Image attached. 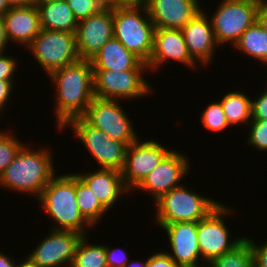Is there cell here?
<instances>
[{
  "instance_id": "74e56055",
  "label": "cell",
  "mask_w": 267,
  "mask_h": 267,
  "mask_svg": "<svg viewBox=\"0 0 267 267\" xmlns=\"http://www.w3.org/2000/svg\"><path fill=\"white\" fill-rule=\"evenodd\" d=\"M14 85L8 81H0V115L3 119L4 110L9 106V100L11 101V94L14 92ZM8 103V104H7Z\"/></svg>"
},
{
  "instance_id": "60d3db41",
  "label": "cell",
  "mask_w": 267,
  "mask_h": 267,
  "mask_svg": "<svg viewBox=\"0 0 267 267\" xmlns=\"http://www.w3.org/2000/svg\"><path fill=\"white\" fill-rule=\"evenodd\" d=\"M17 260L10 257L9 255H6L3 253V251H0V267H16L18 263H16Z\"/></svg>"
},
{
  "instance_id": "7a4b0ae2",
  "label": "cell",
  "mask_w": 267,
  "mask_h": 267,
  "mask_svg": "<svg viewBox=\"0 0 267 267\" xmlns=\"http://www.w3.org/2000/svg\"><path fill=\"white\" fill-rule=\"evenodd\" d=\"M30 147L25 143L20 148L12 163L0 176V187L30 194L38 199L57 171L50 147Z\"/></svg>"
},
{
  "instance_id": "ab89813d",
  "label": "cell",
  "mask_w": 267,
  "mask_h": 267,
  "mask_svg": "<svg viewBox=\"0 0 267 267\" xmlns=\"http://www.w3.org/2000/svg\"><path fill=\"white\" fill-rule=\"evenodd\" d=\"M8 44L10 45L6 35L4 17L0 15V53L7 52Z\"/></svg>"
},
{
  "instance_id": "f546056e",
  "label": "cell",
  "mask_w": 267,
  "mask_h": 267,
  "mask_svg": "<svg viewBox=\"0 0 267 267\" xmlns=\"http://www.w3.org/2000/svg\"><path fill=\"white\" fill-rule=\"evenodd\" d=\"M13 134L10 131L0 130V176L5 168L12 163L20 148L25 144L16 137L17 135Z\"/></svg>"
},
{
  "instance_id": "8d00e7d4",
  "label": "cell",
  "mask_w": 267,
  "mask_h": 267,
  "mask_svg": "<svg viewBox=\"0 0 267 267\" xmlns=\"http://www.w3.org/2000/svg\"><path fill=\"white\" fill-rule=\"evenodd\" d=\"M147 267H180L165 251L155 252L150 255L147 261Z\"/></svg>"
},
{
  "instance_id": "9c48e42d",
  "label": "cell",
  "mask_w": 267,
  "mask_h": 267,
  "mask_svg": "<svg viewBox=\"0 0 267 267\" xmlns=\"http://www.w3.org/2000/svg\"><path fill=\"white\" fill-rule=\"evenodd\" d=\"M232 208L220 203L205 218L197 222L198 244L205 265L234 249L246 237L240 235L231 238L232 234H229L231 229L227 228L224 219L233 215L235 209Z\"/></svg>"
},
{
  "instance_id": "5bb4252c",
  "label": "cell",
  "mask_w": 267,
  "mask_h": 267,
  "mask_svg": "<svg viewBox=\"0 0 267 267\" xmlns=\"http://www.w3.org/2000/svg\"><path fill=\"white\" fill-rule=\"evenodd\" d=\"M48 232L27 258L39 267H71L77 245L84 235L70 230L50 229Z\"/></svg>"
},
{
  "instance_id": "9a60e30c",
  "label": "cell",
  "mask_w": 267,
  "mask_h": 267,
  "mask_svg": "<svg viewBox=\"0 0 267 267\" xmlns=\"http://www.w3.org/2000/svg\"><path fill=\"white\" fill-rule=\"evenodd\" d=\"M76 48L81 60H91L113 38V7L78 22Z\"/></svg>"
},
{
  "instance_id": "f1b7e54d",
  "label": "cell",
  "mask_w": 267,
  "mask_h": 267,
  "mask_svg": "<svg viewBox=\"0 0 267 267\" xmlns=\"http://www.w3.org/2000/svg\"><path fill=\"white\" fill-rule=\"evenodd\" d=\"M200 119L202 120L201 125L212 132H224L227 128H231L219 100L208 104L203 109Z\"/></svg>"
},
{
  "instance_id": "c3c4849f",
  "label": "cell",
  "mask_w": 267,
  "mask_h": 267,
  "mask_svg": "<svg viewBox=\"0 0 267 267\" xmlns=\"http://www.w3.org/2000/svg\"><path fill=\"white\" fill-rule=\"evenodd\" d=\"M145 0H135V2L143 3Z\"/></svg>"
},
{
  "instance_id": "603a6c76",
  "label": "cell",
  "mask_w": 267,
  "mask_h": 267,
  "mask_svg": "<svg viewBox=\"0 0 267 267\" xmlns=\"http://www.w3.org/2000/svg\"><path fill=\"white\" fill-rule=\"evenodd\" d=\"M41 29L75 33L78 21L66 0L36 3Z\"/></svg>"
},
{
  "instance_id": "bcb514c9",
  "label": "cell",
  "mask_w": 267,
  "mask_h": 267,
  "mask_svg": "<svg viewBox=\"0 0 267 267\" xmlns=\"http://www.w3.org/2000/svg\"><path fill=\"white\" fill-rule=\"evenodd\" d=\"M10 8L7 0H0V15H4Z\"/></svg>"
},
{
  "instance_id": "30bf717a",
  "label": "cell",
  "mask_w": 267,
  "mask_h": 267,
  "mask_svg": "<svg viewBox=\"0 0 267 267\" xmlns=\"http://www.w3.org/2000/svg\"><path fill=\"white\" fill-rule=\"evenodd\" d=\"M147 72L149 73L148 70H93L94 97L121 101L141 99L154 90L146 79Z\"/></svg>"
},
{
  "instance_id": "f35d334b",
  "label": "cell",
  "mask_w": 267,
  "mask_h": 267,
  "mask_svg": "<svg viewBox=\"0 0 267 267\" xmlns=\"http://www.w3.org/2000/svg\"><path fill=\"white\" fill-rule=\"evenodd\" d=\"M257 21L267 32V0H260Z\"/></svg>"
},
{
  "instance_id": "7dc6e473",
  "label": "cell",
  "mask_w": 267,
  "mask_h": 267,
  "mask_svg": "<svg viewBox=\"0 0 267 267\" xmlns=\"http://www.w3.org/2000/svg\"><path fill=\"white\" fill-rule=\"evenodd\" d=\"M36 3H46V2H53V1H61V0H35Z\"/></svg>"
},
{
  "instance_id": "7402d4cb",
  "label": "cell",
  "mask_w": 267,
  "mask_h": 267,
  "mask_svg": "<svg viewBox=\"0 0 267 267\" xmlns=\"http://www.w3.org/2000/svg\"><path fill=\"white\" fill-rule=\"evenodd\" d=\"M93 70H149L134 53L130 52L119 40L114 37L107 41L90 60Z\"/></svg>"
},
{
  "instance_id": "ffe728a7",
  "label": "cell",
  "mask_w": 267,
  "mask_h": 267,
  "mask_svg": "<svg viewBox=\"0 0 267 267\" xmlns=\"http://www.w3.org/2000/svg\"><path fill=\"white\" fill-rule=\"evenodd\" d=\"M3 17L6 35L8 41L11 42L10 45L16 43L15 45L25 46L26 50L41 31L40 16L36 4L11 7Z\"/></svg>"
},
{
  "instance_id": "f6af8a7d",
  "label": "cell",
  "mask_w": 267,
  "mask_h": 267,
  "mask_svg": "<svg viewBox=\"0 0 267 267\" xmlns=\"http://www.w3.org/2000/svg\"><path fill=\"white\" fill-rule=\"evenodd\" d=\"M16 267H39L37 266L36 264H34L32 261H30L27 257L23 260H21V262L19 263L18 261V264Z\"/></svg>"
},
{
  "instance_id": "1f68e13d",
  "label": "cell",
  "mask_w": 267,
  "mask_h": 267,
  "mask_svg": "<svg viewBox=\"0 0 267 267\" xmlns=\"http://www.w3.org/2000/svg\"><path fill=\"white\" fill-rule=\"evenodd\" d=\"M66 2L78 22L106 8L101 0H66Z\"/></svg>"
},
{
  "instance_id": "ee69618b",
  "label": "cell",
  "mask_w": 267,
  "mask_h": 267,
  "mask_svg": "<svg viewBox=\"0 0 267 267\" xmlns=\"http://www.w3.org/2000/svg\"><path fill=\"white\" fill-rule=\"evenodd\" d=\"M147 261H148V257L147 259L143 260H130L125 267H147Z\"/></svg>"
},
{
  "instance_id": "b9f144b4",
  "label": "cell",
  "mask_w": 267,
  "mask_h": 267,
  "mask_svg": "<svg viewBox=\"0 0 267 267\" xmlns=\"http://www.w3.org/2000/svg\"><path fill=\"white\" fill-rule=\"evenodd\" d=\"M106 7L130 5L136 3L135 0H101Z\"/></svg>"
},
{
  "instance_id": "484cf974",
  "label": "cell",
  "mask_w": 267,
  "mask_h": 267,
  "mask_svg": "<svg viewBox=\"0 0 267 267\" xmlns=\"http://www.w3.org/2000/svg\"><path fill=\"white\" fill-rule=\"evenodd\" d=\"M76 202L82 216L96 228L109 211L93 191L76 175Z\"/></svg>"
},
{
  "instance_id": "cb8c5ba5",
  "label": "cell",
  "mask_w": 267,
  "mask_h": 267,
  "mask_svg": "<svg viewBox=\"0 0 267 267\" xmlns=\"http://www.w3.org/2000/svg\"><path fill=\"white\" fill-rule=\"evenodd\" d=\"M244 92L231 90L219 99L231 127L242 124L247 128L252 120V98Z\"/></svg>"
},
{
  "instance_id": "d6a6232c",
  "label": "cell",
  "mask_w": 267,
  "mask_h": 267,
  "mask_svg": "<svg viewBox=\"0 0 267 267\" xmlns=\"http://www.w3.org/2000/svg\"><path fill=\"white\" fill-rule=\"evenodd\" d=\"M8 55V56H7ZM10 54L5 52L0 53V81H8L15 85L14 74L20 69L18 58L9 56Z\"/></svg>"
},
{
  "instance_id": "d4e9b609",
  "label": "cell",
  "mask_w": 267,
  "mask_h": 267,
  "mask_svg": "<svg viewBox=\"0 0 267 267\" xmlns=\"http://www.w3.org/2000/svg\"><path fill=\"white\" fill-rule=\"evenodd\" d=\"M233 48L262 65L267 64V32L258 21L243 32Z\"/></svg>"
},
{
  "instance_id": "8fae6325",
  "label": "cell",
  "mask_w": 267,
  "mask_h": 267,
  "mask_svg": "<svg viewBox=\"0 0 267 267\" xmlns=\"http://www.w3.org/2000/svg\"><path fill=\"white\" fill-rule=\"evenodd\" d=\"M120 100L94 97L82 116L91 126L102 130L107 136L125 143H134L139 136L130 115L125 113ZM136 131V132H135Z\"/></svg>"
},
{
  "instance_id": "4dcf8cb0",
  "label": "cell",
  "mask_w": 267,
  "mask_h": 267,
  "mask_svg": "<svg viewBox=\"0 0 267 267\" xmlns=\"http://www.w3.org/2000/svg\"><path fill=\"white\" fill-rule=\"evenodd\" d=\"M248 145L256 149L257 152H267V120H251L247 125Z\"/></svg>"
},
{
  "instance_id": "e575fe53",
  "label": "cell",
  "mask_w": 267,
  "mask_h": 267,
  "mask_svg": "<svg viewBox=\"0 0 267 267\" xmlns=\"http://www.w3.org/2000/svg\"><path fill=\"white\" fill-rule=\"evenodd\" d=\"M258 97L252 98V120H267V86Z\"/></svg>"
},
{
  "instance_id": "d590c367",
  "label": "cell",
  "mask_w": 267,
  "mask_h": 267,
  "mask_svg": "<svg viewBox=\"0 0 267 267\" xmlns=\"http://www.w3.org/2000/svg\"><path fill=\"white\" fill-rule=\"evenodd\" d=\"M249 240L254 254L255 267H267V239L265 242L258 243L251 237L246 236Z\"/></svg>"
},
{
  "instance_id": "ac0fdd59",
  "label": "cell",
  "mask_w": 267,
  "mask_h": 267,
  "mask_svg": "<svg viewBox=\"0 0 267 267\" xmlns=\"http://www.w3.org/2000/svg\"><path fill=\"white\" fill-rule=\"evenodd\" d=\"M155 28L181 30L201 12V0H145Z\"/></svg>"
},
{
  "instance_id": "277c9868",
  "label": "cell",
  "mask_w": 267,
  "mask_h": 267,
  "mask_svg": "<svg viewBox=\"0 0 267 267\" xmlns=\"http://www.w3.org/2000/svg\"><path fill=\"white\" fill-rule=\"evenodd\" d=\"M155 27L144 3L113 6V37L144 63L153 49Z\"/></svg>"
},
{
  "instance_id": "2e32d148",
  "label": "cell",
  "mask_w": 267,
  "mask_h": 267,
  "mask_svg": "<svg viewBox=\"0 0 267 267\" xmlns=\"http://www.w3.org/2000/svg\"><path fill=\"white\" fill-rule=\"evenodd\" d=\"M171 60L193 70L200 67L191 57L181 30L155 28L148 69L150 72L160 71L158 69Z\"/></svg>"
},
{
  "instance_id": "4316f807",
  "label": "cell",
  "mask_w": 267,
  "mask_h": 267,
  "mask_svg": "<svg viewBox=\"0 0 267 267\" xmlns=\"http://www.w3.org/2000/svg\"><path fill=\"white\" fill-rule=\"evenodd\" d=\"M88 235L79 241L71 267H108L106 262V245L90 243Z\"/></svg>"
},
{
  "instance_id": "5b68a950",
  "label": "cell",
  "mask_w": 267,
  "mask_h": 267,
  "mask_svg": "<svg viewBox=\"0 0 267 267\" xmlns=\"http://www.w3.org/2000/svg\"><path fill=\"white\" fill-rule=\"evenodd\" d=\"M182 184L163 195L154 205L157 226L175 222H198L205 218L221 201H216Z\"/></svg>"
},
{
  "instance_id": "681fc988",
  "label": "cell",
  "mask_w": 267,
  "mask_h": 267,
  "mask_svg": "<svg viewBox=\"0 0 267 267\" xmlns=\"http://www.w3.org/2000/svg\"><path fill=\"white\" fill-rule=\"evenodd\" d=\"M266 68H267V64H266ZM266 71V74H267V70H265ZM267 78V77H266ZM266 81V86H267V80H265Z\"/></svg>"
},
{
  "instance_id": "83f0119b",
  "label": "cell",
  "mask_w": 267,
  "mask_h": 267,
  "mask_svg": "<svg viewBox=\"0 0 267 267\" xmlns=\"http://www.w3.org/2000/svg\"><path fill=\"white\" fill-rule=\"evenodd\" d=\"M207 267H255L254 254L249 240L245 237L234 249L213 259Z\"/></svg>"
},
{
  "instance_id": "7bdbcfd3",
  "label": "cell",
  "mask_w": 267,
  "mask_h": 267,
  "mask_svg": "<svg viewBox=\"0 0 267 267\" xmlns=\"http://www.w3.org/2000/svg\"><path fill=\"white\" fill-rule=\"evenodd\" d=\"M10 7L30 6L35 5V0H7Z\"/></svg>"
},
{
  "instance_id": "6da1fadb",
  "label": "cell",
  "mask_w": 267,
  "mask_h": 267,
  "mask_svg": "<svg viewBox=\"0 0 267 267\" xmlns=\"http://www.w3.org/2000/svg\"><path fill=\"white\" fill-rule=\"evenodd\" d=\"M55 87V126L60 130L69 120L82 117L94 98L93 68L89 60L57 69L46 76Z\"/></svg>"
},
{
  "instance_id": "4fadbf2b",
  "label": "cell",
  "mask_w": 267,
  "mask_h": 267,
  "mask_svg": "<svg viewBox=\"0 0 267 267\" xmlns=\"http://www.w3.org/2000/svg\"><path fill=\"white\" fill-rule=\"evenodd\" d=\"M188 156L173 149L159 165L152 170L135 190L149 193L154 203L170 190L182 185V180L191 171Z\"/></svg>"
},
{
  "instance_id": "52a82bcc",
  "label": "cell",
  "mask_w": 267,
  "mask_h": 267,
  "mask_svg": "<svg viewBox=\"0 0 267 267\" xmlns=\"http://www.w3.org/2000/svg\"><path fill=\"white\" fill-rule=\"evenodd\" d=\"M69 127L78 137L77 140L98 162L99 169H113L121 172L128 147L125 143L110 138L102 130L91 126L83 117L69 120L60 131Z\"/></svg>"
},
{
  "instance_id": "7c38bea8",
  "label": "cell",
  "mask_w": 267,
  "mask_h": 267,
  "mask_svg": "<svg viewBox=\"0 0 267 267\" xmlns=\"http://www.w3.org/2000/svg\"><path fill=\"white\" fill-rule=\"evenodd\" d=\"M159 141L138 138L129 145L125 154L124 167L121 170L126 188L132 192L142 180L154 170L161 161L172 151Z\"/></svg>"
},
{
  "instance_id": "ba28073f",
  "label": "cell",
  "mask_w": 267,
  "mask_h": 267,
  "mask_svg": "<svg viewBox=\"0 0 267 267\" xmlns=\"http://www.w3.org/2000/svg\"><path fill=\"white\" fill-rule=\"evenodd\" d=\"M27 49L47 76L80 60L76 33L41 29Z\"/></svg>"
},
{
  "instance_id": "e0dca14e",
  "label": "cell",
  "mask_w": 267,
  "mask_h": 267,
  "mask_svg": "<svg viewBox=\"0 0 267 267\" xmlns=\"http://www.w3.org/2000/svg\"><path fill=\"white\" fill-rule=\"evenodd\" d=\"M158 227L164 230L167 240L169 239L166 242L171 252L166 253L178 266L196 267L203 264L198 244L197 222H175Z\"/></svg>"
},
{
  "instance_id": "836d02e7",
  "label": "cell",
  "mask_w": 267,
  "mask_h": 267,
  "mask_svg": "<svg viewBox=\"0 0 267 267\" xmlns=\"http://www.w3.org/2000/svg\"><path fill=\"white\" fill-rule=\"evenodd\" d=\"M123 248H110L109 245H106V262L108 267H125L126 264L130 261L129 254Z\"/></svg>"
},
{
  "instance_id": "3957f363",
  "label": "cell",
  "mask_w": 267,
  "mask_h": 267,
  "mask_svg": "<svg viewBox=\"0 0 267 267\" xmlns=\"http://www.w3.org/2000/svg\"><path fill=\"white\" fill-rule=\"evenodd\" d=\"M36 200L53 221L50 229L70 230L88 235L89 229L94 228L82 216L77 205L75 173L56 174Z\"/></svg>"
},
{
  "instance_id": "44dd1931",
  "label": "cell",
  "mask_w": 267,
  "mask_h": 267,
  "mask_svg": "<svg viewBox=\"0 0 267 267\" xmlns=\"http://www.w3.org/2000/svg\"><path fill=\"white\" fill-rule=\"evenodd\" d=\"M76 175L93 191L109 211L124 194H129V196L131 194L124 185L120 171L97 167L96 170L76 173Z\"/></svg>"
},
{
  "instance_id": "d6986e66",
  "label": "cell",
  "mask_w": 267,
  "mask_h": 267,
  "mask_svg": "<svg viewBox=\"0 0 267 267\" xmlns=\"http://www.w3.org/2000/svg\"><path fill=\"white\" fill-rule=\"evenodd\" d=\"M191 57L200 66H211L220 46L217 44L208 14L202 10L181 29Z\"/></svg>"
},
{
  "instance_id": "8992f818",
  "label": "cell",
  "mask_w": 267,
  "mask_h": 267,
  "mask_svg": "<svg viewBox=\"0 0 267 267\" xmlns=\"http://www.w3.org/2000/svg\"><path fill=\"white\" fill-rule=\"evenodd\" d=\"M259 5L260 0L219 1L214 14L208 18L221 48L229 43L233 47L243 32L257 21Z\"/></svg>"
}]
</instances>
